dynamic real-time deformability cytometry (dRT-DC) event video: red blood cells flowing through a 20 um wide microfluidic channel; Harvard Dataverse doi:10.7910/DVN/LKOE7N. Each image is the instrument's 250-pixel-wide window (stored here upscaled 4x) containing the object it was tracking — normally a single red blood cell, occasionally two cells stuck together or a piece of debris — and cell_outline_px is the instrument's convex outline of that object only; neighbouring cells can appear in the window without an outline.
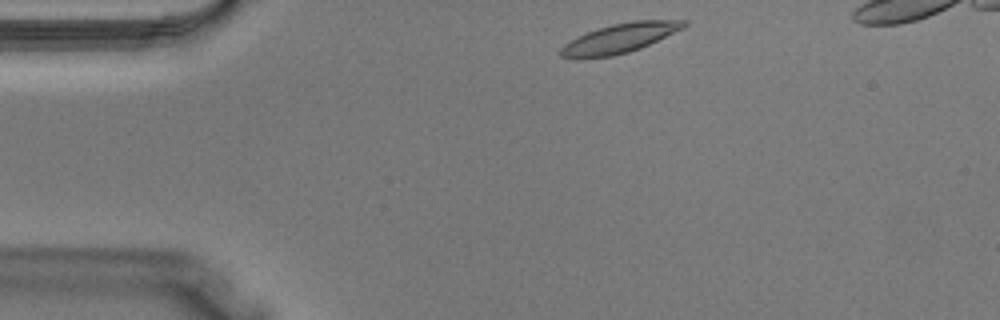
{"species": "Egyptian fruit bat (a non-hibernating species)", "species_latin": "Rousettus aegyptiacus", "temperature_condition": "warm", "stored_images_in_passage": 30, "camera_frame_rate_fps": 3000, "um_per_image_px": 0.085, "animal": {"sex": "male"}, "frame": {"image": 1, "passage_image": 1, "time_ms": 0.0, "image_size_px": [1000, 320], "cell_outline_px": [[688, 24], [684, 28], [640, 48], [628, 52], [612, 56], [584, 60], [572, 60], [560, 56], [556, 52], [564, 44], [588, 32], [612, 24], [632, 20], [688, 20]], "centroid_in_image_um": [52.62, 3.29], "position_along_channel_um": 32.4, "area_um2": 21.44}}
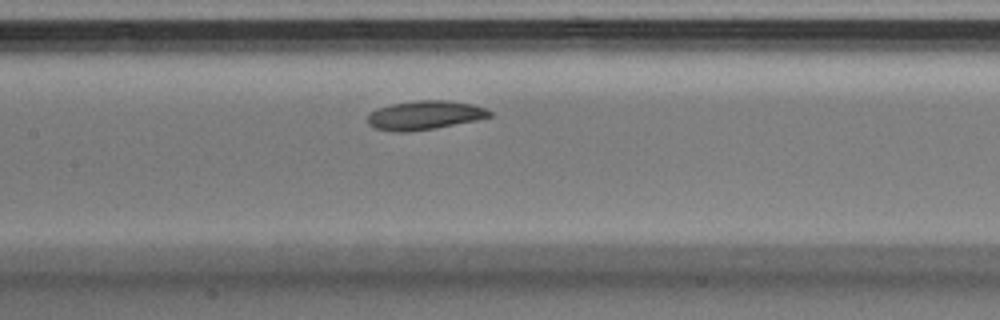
{"frame": {"image": 2, "passage_image": 12, "time_ms": 3.667, "image_size_px": [1000, 320], "cell_outline_px": [[492, 116], [476, 120], [436, 128], [408, 132], [392, 132], [372, 128], [368, 124], [368, 116], [376, 108], [392, 104], [420, 100], [448, 100], [472, 104], [484, 108], [492, 112]], "centroid_in_image_um": [36.07, 9.8], "position_along_channel_um": 171.3, "area_um2": 20.63}}
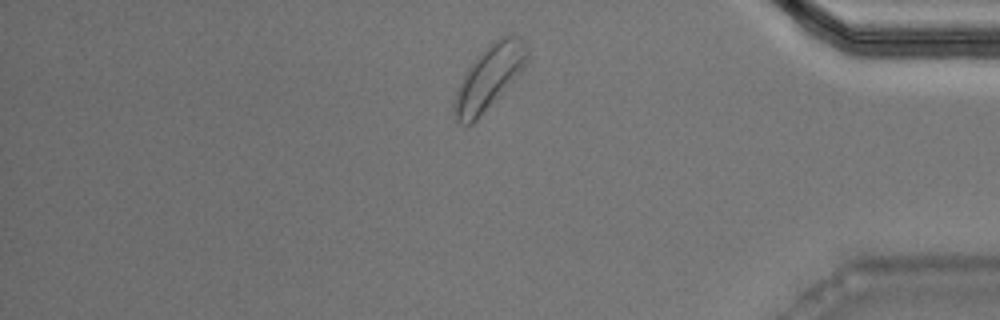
{"frame": {"image": 3, "passage_image": 27, "time_ms": 8.667, "image_size_px": [1000, 320], "cell_outline_px": [[528, 60], [520, 72], [476, 120], [472, 124], [460, 124], [456, 120], [452, 108], [456, 92], [472, 60], [492, 40], [500, 36], [520, 36], [528, 48]], "centroid_in_image_um": [41.56, 6.53], "position_along_channel_um": 393.6, "area_um2": 26.7}}